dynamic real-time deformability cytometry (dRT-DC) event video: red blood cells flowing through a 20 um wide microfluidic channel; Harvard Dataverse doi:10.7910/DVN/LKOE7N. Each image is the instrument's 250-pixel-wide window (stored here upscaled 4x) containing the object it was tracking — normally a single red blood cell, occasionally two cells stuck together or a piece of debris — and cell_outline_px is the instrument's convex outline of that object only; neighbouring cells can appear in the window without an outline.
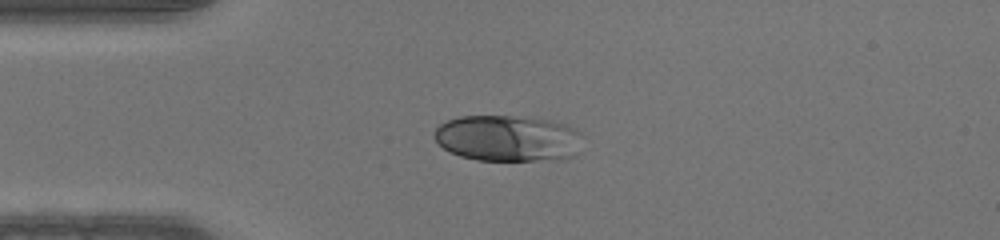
{"species": "human", "species_latin": "Homo sapiens", "temperature_condition": "warm", "stored_images_in_passage": 36, "camera_frame_rate_fps": 3000, "um_per_image_px": 0.085, "donor": {"sex": "male"}, "frame": {"image": 1, "passage_image": 1, "time_ms": 0.0, "image_size_px": [1000, 240], "cell_outline_px": [[584, 136], [576, 156], [560, 160], [476, 160], [460, 156], [448, 152], [432, 136], [436, 128], [440, 124], [448, 120], [460, 116], [512, 116], [552, 120], [568, 124], [576, 128]], "centroid_in_image_um": [43.22, 11.76], "position_along_channel_um": 41.8, "area_um2": 40.63}}
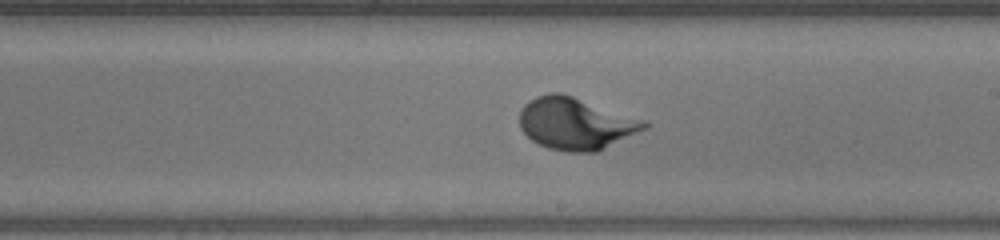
{"frame": {"image": 2, "passage_image": 16, "time_ms": 5.0, "image_size_px": [1000, 240], "cell_outline_px": [[648, 128], [596, 152], [564, 152], [548, 148], [532, 140], [520, 128], [520, 112], [524, 104], [536, 96], [548, 92], [560, 92], [648, 120]], "centroid_in_image_um": [48.96, 10.49], "position_along_channel_um": 240.0, "area_um2": 38.03}}
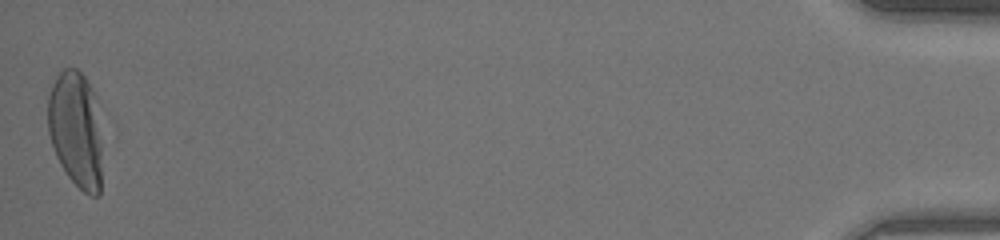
{"frame": {"image": 3, "passage_image": 36, "time_ms": 11.667, "image_size_px": [1000, 240], "cell_outline_px": [[100, 196], [88, 196], [68, 176], [60, 164], [56, 156], [48, 132], [48, 96], [52, 84], [56, 76], [64, 68], [76, 68], [84, 76], [92, 88], [96, 96], [100, 144]], "centroid_in_image_um": [6.43, 10.98], "position_along_channel_um": 428.8, "area_um2": 36.65}}